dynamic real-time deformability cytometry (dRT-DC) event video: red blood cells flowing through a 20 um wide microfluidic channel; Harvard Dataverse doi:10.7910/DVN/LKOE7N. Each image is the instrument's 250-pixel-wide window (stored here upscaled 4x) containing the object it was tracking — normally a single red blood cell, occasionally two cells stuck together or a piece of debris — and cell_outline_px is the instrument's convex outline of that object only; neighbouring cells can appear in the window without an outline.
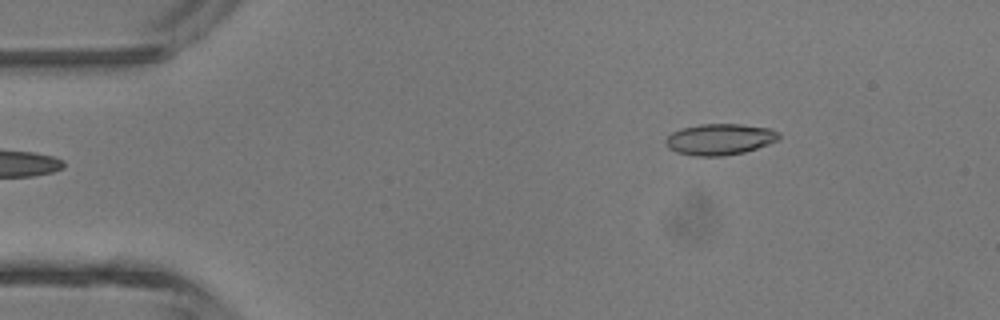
{"species": "common noctule bat (a hibernating species)", "species_latin": "Nyctalus noctula", "temperature_condition": "room temperature", "stored_images_in_passage": 5, "camera_frame_rate_fps": 3000, "um_per_image_px": 0.085, "animal": {"sex": "male", "body_mass_g": 13.3}, "frame": {"image": 1, "passage_image": 5, "time_ms": 4.667, "image_size_px": [1000, 320], "cell_outline_px": [[780, 136], [776, 140], [768, 144], [744, 152], [724, 156], [696, 156], [676, 152], [668, 148], [664, 140], [672, 132], [684, 128], [700, 124], [740, 124], [768, 128], [780, 132]], "centroid_in_image_um": [61.16, 11.84], "position_along_channel_um": 23.8, "area_um2": 20.46}}